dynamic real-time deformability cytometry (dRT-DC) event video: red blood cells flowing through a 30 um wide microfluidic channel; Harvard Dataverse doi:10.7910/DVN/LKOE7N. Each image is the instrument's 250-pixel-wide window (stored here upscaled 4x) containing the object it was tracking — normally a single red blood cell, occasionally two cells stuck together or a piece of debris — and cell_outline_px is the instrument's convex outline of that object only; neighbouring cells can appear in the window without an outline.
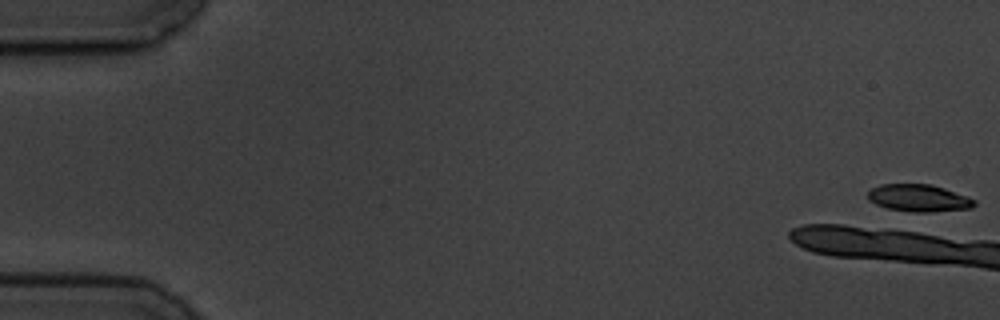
{"species": "common noctule bat (a hibernating species)", "species_latin": "Nyctalus noctula", "temperature_condition": "cold", "stored_images_in_passage": 1, "camera_frame_rate_fps": 3000, "um_per_image_px": 0.085, "animal": {"sex": "male", "body_mass_g": 19.5, "forearm_length_mm": 54.6}, "frame": {"image": 1, "passage_image": 1, "time_ms": 0.0, "image_size_px": [1000, 320], "cell_outline_px": [[976, 204], [972, 208], [920, 216], [888, 208], [876, 204], [868, 200], [868, 192], [872, 188], [880, 184], [932, 184], [968, 196], [976, 200]], "centroid_in_image_um": [78.15, 16.89], "position_along_channel_um": 6.8, "area_um2": 17.92}}